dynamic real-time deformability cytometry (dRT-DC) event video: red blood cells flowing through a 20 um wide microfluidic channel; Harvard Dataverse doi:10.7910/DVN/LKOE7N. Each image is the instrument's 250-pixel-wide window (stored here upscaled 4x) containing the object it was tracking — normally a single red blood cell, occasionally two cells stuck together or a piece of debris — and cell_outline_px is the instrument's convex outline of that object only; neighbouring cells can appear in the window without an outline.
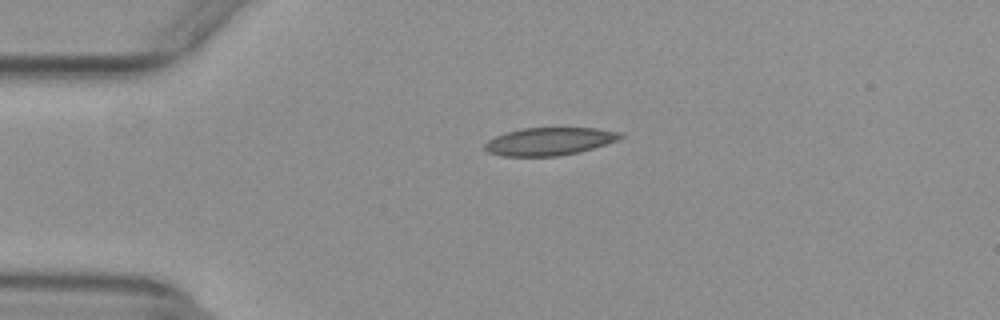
{"species": "common noctule bat (a hibernating species)", "species_latin": "Nyctalus noctula", "temperature_condition": "warm", "stored_images_in_passage": 46, "camera_frame_rate_fps": 3000, "um_per_image_px": 0.085, "animal": {"sex": "female", "body_mass_g": 29.2, "forearm_length_mm": 56.3}, "frame": {"image": 1, "passage_image": 6, "time_ms": 1.667, "image_size_px": [1000, 320], "cell_outline_px": [[624, 136], [616, 140], [592, 148], [560, 156], [500, 156], [488, 152], [484, 148], [484, 144], [488, 140], [496, 136], [508, 132], [524, 128], [596, 128], [620, 132]], "centroid_in_image_um": [46.66, 12.02], "position_along_channel_um": 38.3, "area_um2": 21.68}}
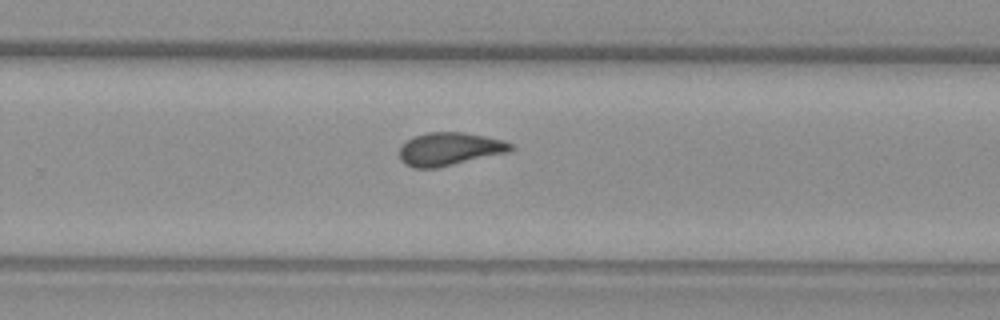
{"frame": {"image": 2, "passage_image": 28, "time_ms": 9.0, "image_size_px": [1000, 320], "cell_outline_px": [[516, 148], [512, 152], [436, 168], [412, 168], [404, 164], [400, 160], [400, 144], [412, 136], [424, 132], [464, 132], [504, 140], [512, 144]], "centroid_in_image_um": [38.21, 12.66], "position_along_channel_um": 291.6, "area_um2": 21.96}}
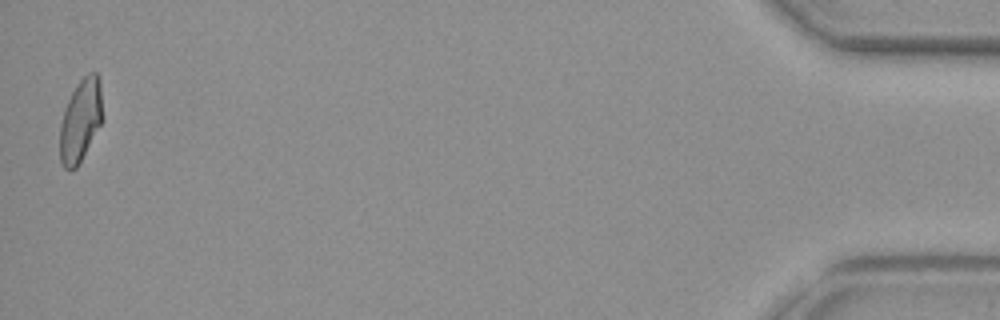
{"frame": {"image": 3, "passage_image": 46, "time_ms": 15.0, "image_size_px": [1000, 320], "cell_outline_px": [[104, 120], [76, 168], [64, 168], [60, 160], [60, 124], [68, 100], [72, 92], [80, 80], [88, 72], [96, 72], [100, 80], [104, 116]], "centroid_in_image_um": [6.89, 10.2], "position_along_channel_um": 428.3, "area_um2": 20.63}, "authors_computed_cell_mechanics": {"area_um2": 21.2126, "velocity_mm_per_s": 3.9141, "shape_relaxation_time_tau1_ms": null, "shape_relaxation_time_tau2_ms": 1.4449, "deformation_change_tau1": null, "deformation_change_tau2": 0.0642}}